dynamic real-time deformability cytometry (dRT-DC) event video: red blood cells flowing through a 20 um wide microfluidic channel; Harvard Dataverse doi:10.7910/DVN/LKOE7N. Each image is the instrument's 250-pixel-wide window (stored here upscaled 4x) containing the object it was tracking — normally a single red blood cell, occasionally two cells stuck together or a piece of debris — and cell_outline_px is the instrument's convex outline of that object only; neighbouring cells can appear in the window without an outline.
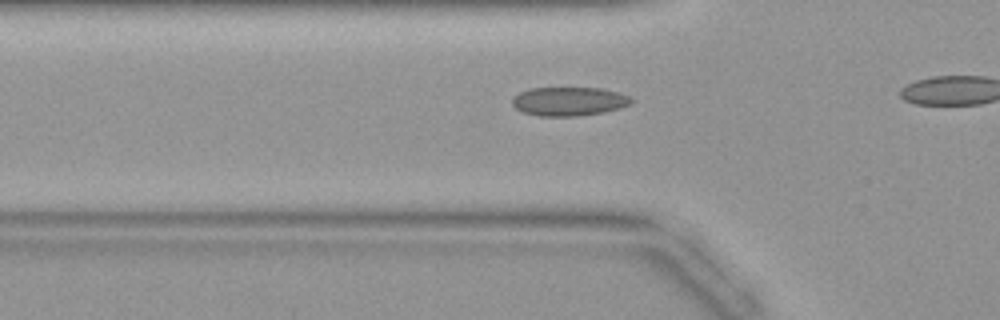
{"species": "common noctule bat (a hibernating species)", "species_latin": "Nyctalus noctula", "temperature_condition": "warm", "stored_images_in_passage": 11, "camera_frame_rate_fps": 3000, "um_per_image_px": 0.085, "animal": {"sex": "female", "body_mass_g": 19.9}, "frame": {"image": 1, "passage_image": 7, "time_ms": 2.0, "image_size_px": [1000, 320], "cell_outline_px": [[636, 100], [632, 104], [620, 108], [604, 112], [580, 116], [540, 116], [524, 112], [516, 108], [512, 104], [512, 100], [520, 92], [528, 88], [600, 88], [616, 92], [628, 96]], "centroid_in_image_um": [48.4, 8.62], "position_along_channel_um": 77.4, "area_um2": 20.0}}